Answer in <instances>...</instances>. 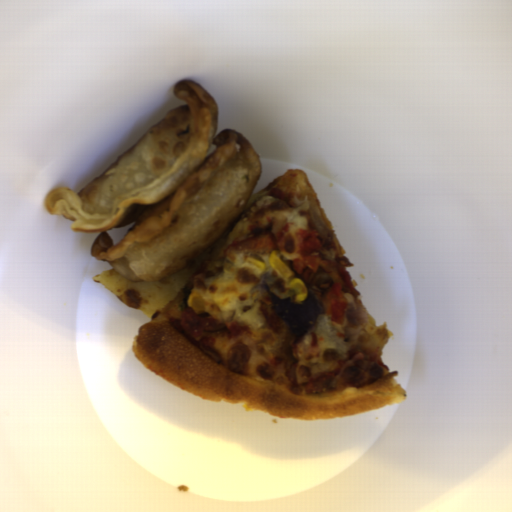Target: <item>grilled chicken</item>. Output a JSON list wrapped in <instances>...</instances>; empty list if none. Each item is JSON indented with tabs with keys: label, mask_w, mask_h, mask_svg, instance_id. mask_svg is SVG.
<instances>
[{
	"label": "grilled chicken",
	"mask_w": 512,
	"mask_h": 512,
	"mask_svg": "<svg viewBox=\"0 0 512 512\" xmlns=\"http://www.w3.org/2000/svg\"><path fill=\"white\" fill-rule=\"evenodd\" d=\"M180 326L185 340L196 350L220 361L218 352L211 346L215 336L242 335L250 327L247 325L229 322L221 323L212 315H199L191 307H186L179 314Z\"/></svg>",
	"instance_id": "277b20a1"
},
{
	"label": "grilled chicken",
	"mask_w": 512,
	"mask_h": 512,
	"mask_svg": "<svg viewBox=\"0 0 512 512\" xmlns=\"http://www.w3.org/2000/svg\"><path fill=\"white\" fill-rule=\"evenodd\" d=\"M384 375L382 365L365 357L364 353L351 358L339 371L326 374L305 386L307 394H318L348 386L368 385Z\"/></svg>",
	"instance_id": "a9712176"
}]
</instances>
